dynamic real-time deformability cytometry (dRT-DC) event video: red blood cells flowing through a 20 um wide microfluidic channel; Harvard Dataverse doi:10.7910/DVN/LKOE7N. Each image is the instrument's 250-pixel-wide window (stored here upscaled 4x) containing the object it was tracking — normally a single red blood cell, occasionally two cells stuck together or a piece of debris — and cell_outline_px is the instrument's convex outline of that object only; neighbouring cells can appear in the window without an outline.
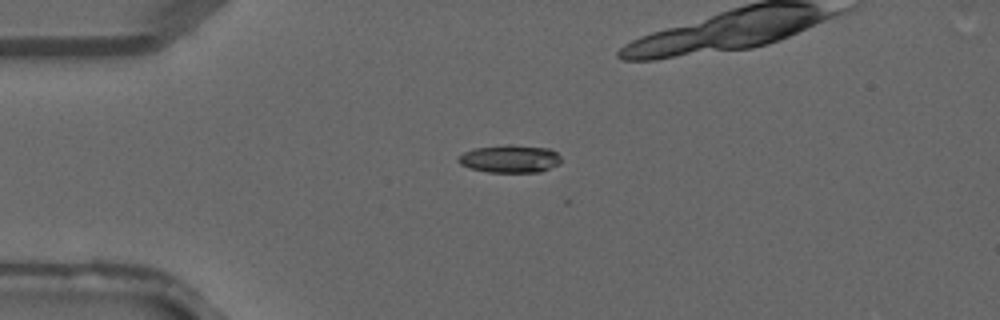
{"species": "common noctule bat (a hibernating species)", "species_latin": "Nyctalus noctula", "temperature_condition": "warm", "stored_images_in_passage": 25, "camera_frame_rate_fps": 3000, "um_per_image_px": 0.085, "animal": {"sex": "male", "forearm_length_mm": 52.5}, "frame": {"image": 1, "passage_image": 9, "time_ms": 2.667, "image_size_px": [1000, 320], "cell_outline_px": [[560, 164], [540, 172], [488, 172], [468, 168], [460, 164], [456, 160], [464, 152], [472, 148], [504, 144], [512, 144], [548, 148], [556, 152], [560, 156]], "centroid_in_image_um": [43.32, 13.49], "position_along_channel_um": 41.7, "area_um2": 16.88}}
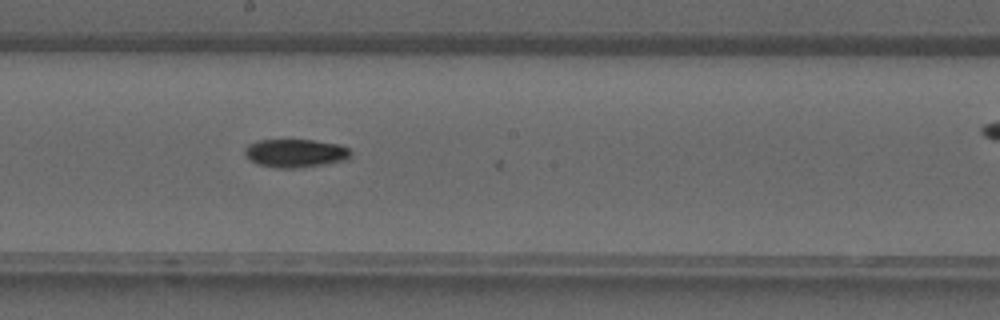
{"frame": {"image": 2, "passage_image": 21, "time_ms": 6.667, "image_size_px": [1000, 320], "cell_outline_px": [[352, 152], [344, 160], [328, 164], [300, 168], [272, 168], [256, 164], [244, 156], [244, 148], [248, 144], [256, 140], [312, 140], [340, 144], [348, 148]], "centroid_in_image_um": [25.05, 13.03], "position_along_channel_um": 223.1, "area_um2": 17.8}}